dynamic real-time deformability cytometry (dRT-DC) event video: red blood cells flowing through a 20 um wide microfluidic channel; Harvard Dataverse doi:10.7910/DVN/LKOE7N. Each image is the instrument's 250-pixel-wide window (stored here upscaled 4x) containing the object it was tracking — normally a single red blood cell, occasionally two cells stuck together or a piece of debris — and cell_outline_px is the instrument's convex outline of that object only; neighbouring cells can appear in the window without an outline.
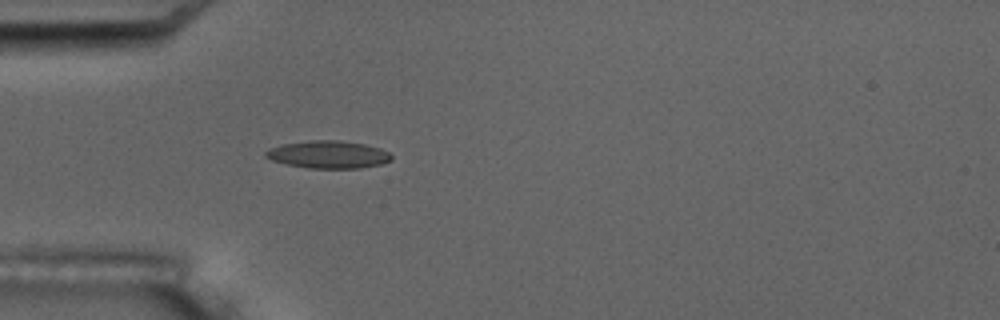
{"species": "common noctule bat (a hibernating species)", "species_latin": "Nyctalus noctula", "temperature_condition": "room temperature", "stored_images_in_passage": 4, "camera_frame_rate_fps": 3000, "um_per_image_px": 0.085, "animal": {"sex": "male", "body_mass_g": 17.5, "forearm_length_mm": 52.3}, "frame": {"image": 1, "passage_image": 4, "time_ms": 3.667, "image_size_px": [1000, 320], "cell_outline_px": [[392, 160], [380, 164], [360, 168], [308, 168], [288, 164], [272, 160], [264, 156], [264, 152], [268, 148], [280, 144], [312, 140], [340, 140], [364, 144], [380, 148], [388, 152], [392, 156]], "centroid_in_image_um": [27.88, 13.12], "position_along_channel_um": 57.1, "area_um2": 20.23}}